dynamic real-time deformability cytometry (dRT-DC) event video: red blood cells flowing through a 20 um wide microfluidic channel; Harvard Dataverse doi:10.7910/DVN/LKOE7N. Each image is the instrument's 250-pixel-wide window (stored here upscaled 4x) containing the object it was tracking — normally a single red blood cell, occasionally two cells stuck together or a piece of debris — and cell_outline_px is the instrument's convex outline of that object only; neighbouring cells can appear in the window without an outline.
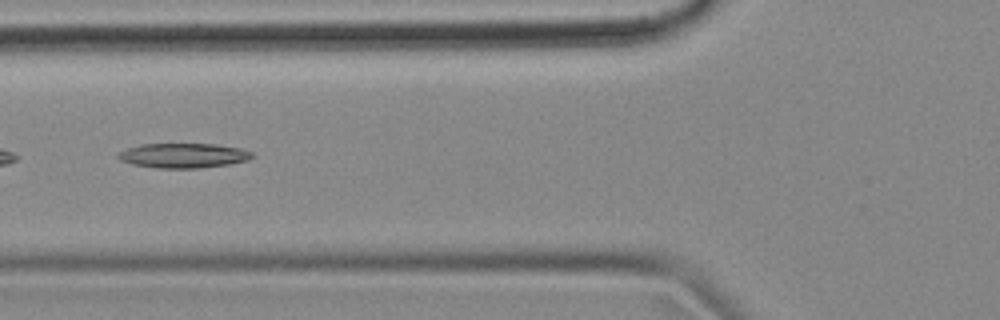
{"species": "common noctule bat (a hibernating species)", "species_latin": "Nyctalus noctula", "temperature_condition": "cold", "stored_images_in_passage": 11, "camera_frame_rate_fps": 3000, "um_per_image_px": 0.085, "animal": {"sex": "female", "body_mass_g": 18.4}, "frame": {"image": 1, "passage_image": 5, "time_ms": 1.333, "image_size_px": [1000, 320], "cell_outline_px": [[252, 156], [248, 160], [232, 164], [200, 168], [156, 168], [132, 164], [120, 160], [116, 156], [120, 152], [128, 148], [140, 144], [216, 144], [240, 148], [252, 152]], "centroid_in_image_um": [15.59, 13.22], "position_along_channel_um": 110.2, "area_um2": 19.31}}
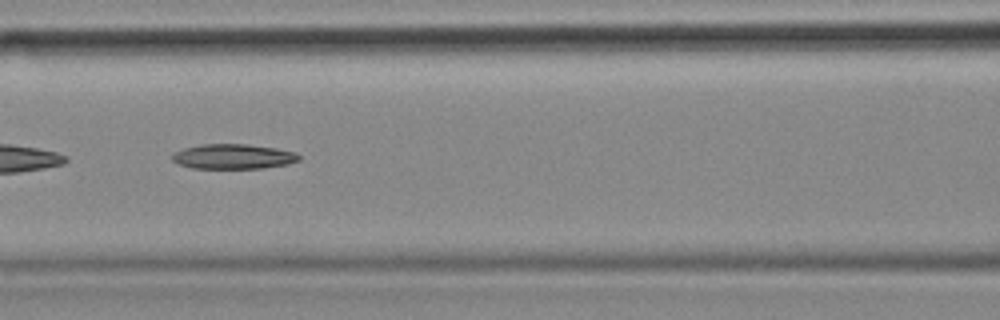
{"frame": {"image": 2, "passage_image": 8, "time_ms": 2.333, "image_size_px": [1000, 320], "cell_outline_px": [[300, 160], [288, 164], [264, 168], [192, 168], [180, 164], [172, 160], [172, 156], [176, 152], [184, 148], [200, 144], [248, 144], [276, 148], [296, 152], [300, 156]], "centroid_in_image_um": [19.87, 13.3], "position_along_channel_um": 146.7, "area_um2": 18.38}}